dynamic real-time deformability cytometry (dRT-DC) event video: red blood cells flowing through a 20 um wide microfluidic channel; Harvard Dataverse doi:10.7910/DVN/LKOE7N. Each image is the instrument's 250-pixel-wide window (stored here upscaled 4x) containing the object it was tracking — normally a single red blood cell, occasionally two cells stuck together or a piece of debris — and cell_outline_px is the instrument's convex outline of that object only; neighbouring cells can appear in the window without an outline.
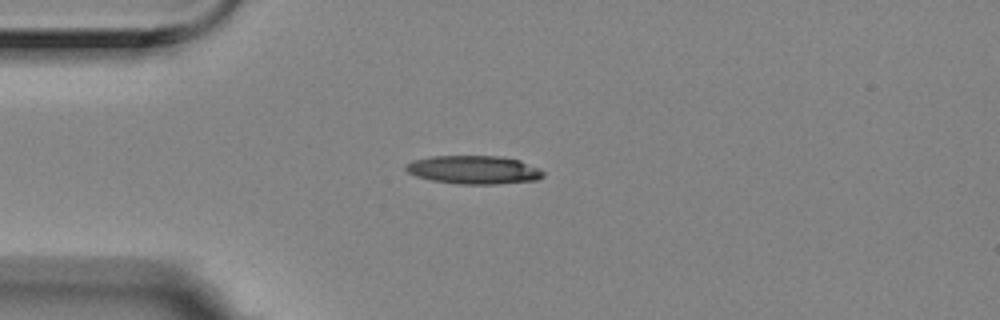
{"species": "Egyptian fruit bat (a non-hibernating species)", "species_latin": "Rousettus aegyptiacus", "temperature_condition": "room temperature", "stored_images_in_passage": 2, "camera_frame_rate_fps": 3000, "um_per_image_px": 0.085, "animal": {"sex": "female"}, "frame": {"image": 1, "passage_image": 1, "time_ms": 0.0, "image_size_px": [1000, 320], "cell_outline_px": [[544, 176], [536, 180], [496, 184], [460, 184], [432, 180], [416, 176], [408, 172], [404, 168], [408, 164], [416, 160], [432, 156], [500, 156], [520, 160], [540, 168], [544, 172]], "centroid_in_image_um": [40.32, 14.43], "position_along_channel_um": 44.7, "area_um2": 22.6}}